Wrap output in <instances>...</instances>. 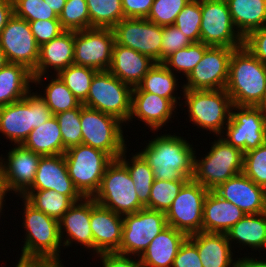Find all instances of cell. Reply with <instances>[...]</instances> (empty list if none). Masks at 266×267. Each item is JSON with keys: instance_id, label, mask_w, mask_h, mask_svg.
I'll return each mask as SVG.
<instances>
[{"instance_id": "1", "label": "cell", "mask_w": 266, "mask_h": 267, "mask_svg": "<svg viewBox=\"0 0 266 267\" xmlns=\"http://www.w3.org/2000/svg\"><path fill=\"white\" fill-rule=\"evenodd\" d=\"M23 226L26 230L22 255L16 267H57L62 265L59 221L36 209L25 198Z\"/></svg>"}, {"instance_id": "2", "label": "cell", "mask_w": 266, "mask_h": 267, "mask_svg": "<svg viewBox=\"0 0 266 267\" xmlns=\"http://www.w3.org/2000/svg\"><path fill=\"white\" fill-rule=\"evenodd\" d=\"M225 90L236 106L264 107L266 103V65L245 46L231 54Z\"/></svg>"}, {"instance_id": "3", "label": "cell", "mask_w": 266, "mask_h": 267, "mask_svg": "<svg viewBox=\"0 0 266 267\" xmlns=\"http://www.w3.org/2000/svg\"><path fill=\"white\" fill-rule=\"evenodd\" d=\"M181 136L163 134L139 152L148 162L155 179L190 180L194 172L195 151Z\"/></svg>"}, {"instance_id": "4", "label": "cell", "mask_w": 266, "mask_h": 267, "mask_svg": "<svg viewBox=\"0 0 266 267\" xmlns=\"http://www.w3.org/2000/svg\"><path fill=\"white\" fill-rule=\"evenodd\" d=\"M52 116L41 95L29 91L24 99L0 106V132L14 145H22L34 128Z\"/></svg>"}, {"instance_id": "5", "label": "cell", "mask_w": 266, "mask_h": 267, "mask_svg": "<svg viewBox=\"0 0 266 267\" xmlns=\"http://www.w3.org/2000/svg\"><path fill=\"white\" fill-rule=\"evenodd\" d=\"M219 135L212 142L210 151L202 160L194 156V172L192 179L209 191L243 172L244 153L233 147Z\"/></svg>"}, {"instance_id": "6", "label": "cell", "mask_w": 266, "mask_h": 267, "mask_svg": "<svg viewBox=\"0 0 266 267\" xmlns=\"http://www.w3.org/2000/svg\"><path fill=\"white\" fill-rule=\"evenodd\" d=\"M68 174L83 197H93L113 158L102 150L79 144L64 152Z\"/></svg>"}, {"instance_id": "7", "label": "cell", "mask_w": 266, "mask_h": 267, "mask_svg": "<svg viewBox=\"0 0 266 267\" xmlns=\"http://www.w3.org/2000/svg\"><path fill=\"white\" fill-rule=\"evenodd\" d=\"M93 198L100 206L122 216L145 208L138 199L126 166L119 159H113L107 166L100 188Z\"/></svg>"}, {"instance_id": "8", "label": "cell", "mask_w": 266, "mask_h": 267, "mask_svg": "<svg viewBox=\"0 0 266 267\" xmlns=\"http://www.w3.org/2000/svg\"><path fill=\"white\" fill-rule=\"evenodd\" d=\"M190 121L196 126L222 135L229 123L232 101L225 89L183 90ZM225 125V126H224Z\"/></svg>"}, {"instance_id": "9", "label": "cell", "mask_w": 266, "mask_h": 267, "mask_svg": "<svg viewBox=\"0 0 266 267\" xmlns=\"http://www.w3.org/2000/svg\"><path fill=\"white\" fill-rule=\"evenodd\" d=\"M132 89L109 71H98L91 81L83 105L112 115L126 123L131 115Z\"/></svg>"}, {"instance_id": "10", "label": "cell", "mask_w": 266, "mask_h": 267, "mask_svg": "<svg viewBox=\"0 0 266 267\" xmlns=\"http://www.w3.org/2000/svg\"><path fill=\"white\" fill-rule=\"evenodd\" d=\"M118 118L86 106L81 108L82 144L118 159L127 148Z\"/></svg>"}, {"instance_id": "11", "label": "cell", "mask_w": 266, "mask_h": 267, "mask_svg": "<svg viewBox=\"0 0 266 267\" xmlns=\"http://www.w3.org/2000/svg\"><path fill=\"white\" fill-rule=\"evenodd\" d=\"M224 130L226 138L223 139L243 153L256 149L266 143V109L232 105L229 123Z\"/></svg>"}, {"instance_id": "12", "label": "cell", "mask_w": 266, "mask_h": 267, "mask_svg": "<svg viewBox=\"0 0 266 267\" xmlns=\"http://www.w3.org/2000/svg\"><path fill=\"white\" fill-rule=\"evenodd\" d=\"M200 42L234 49L243 46L244 38L236 31L226 0H201Z\"/></svg>"}, {"instance_id": "13", "label": "cell", "mask_w": 266, "mask_h": 267, "mask_svg": "<svg viewBox=\"0 0 266 267\" xmlns=\"http://www.w3.org/2000/svg\"><path fill=\"white\" fill-rule=\"evenodd\" d=\"M167 226L166 215L161 211L144 208L123 215L122 241L118 253L140 257Z\"/></svg>"}, {"instance_id": "14", "label": "cell", "mask_w": 266, "mask_h": 267, "mask_svg": "<svg viewBox=\"0 0 266 267\" xmlns=\"http://www.w3.org/2000/svg\"><path fill=\"white\" fill-rule=\"evenodd\" d=\"M209 190L188 180L165 213L167 224L187 236L202 232L204 200Z\"/></svg>"}, {"instance_id": "15", "label": "cell", "mask_w": 266, "mask_h": 267, "mask_svg": "<svg viewBox=\"0 0 266 267\" xmlns=\"http://www.w3.org/2000/svg\"><path fill=\"white\" fill-rule=\"evenodd\" d=\"M114 43L115 35L111 28L74 31V64L108 71Z\"/></svg>"}, {"instance_id": "16", "label": "cell", "mask_w": 266, "mask_h": 267, "mask_svg": "<svg viewBox=\"0 0 266 267\" xmlns=\"http://www.w3.org/2000/svg\"><path fill=\"white\" fill-rule=\"evenodd\" d=\"M112 29L117 44L161 63L162 26L146 18H124Z\"/></svg>"}, {"instance_id": "17", "label": "cell", "mask_w": 266, "mask_h": 267, "mask_svg": "<svg viewBox=\"0 0 266 267\" xmlns=\"http://www.w3.org/2000/svg\"><path fill=\"white\" fill-rule=\"evenodd\" d=\"M0 47L9 63L22 64L31 71L36 68L39 46L27 20L13 14L0 32Z\"/></svg>"}, {"instance_id": "18", "label": "cell", "mask_w": 266, "mask_h": 267, "mask_svg": "<svg viewBox=\"0 0 266 267\" xmlns=\"http://www.w3.org/2000/svg\"><path fill=\"white\" fill-rule=\"evenodd\" d=\"M234 48L210 46L202 59L186 77L183 90L225 89L229 60Z\"/></svg>"}, {"instance_id": "19", "label": "cell", "mask_w": 266, "mask_h": 267, "mask_svg": "<svg viewBox=\"0 0 266 267\" xmlns=\"http://www.w3.org/2000/svg\"><path fill=\"white\" fill-rule=\"evenodd\" d=\"M7 155V161L0 158V183L7 192L13 190L21 196L34 182L41 155L23 145L15 146Z\"/></svg>"}, {"instance_id": "20", "label": "cell", "mask_w": 266, "mask_h": 267, "mask_svg": "<svg viewBox=\"0 0 266 267\" xmlns=\"http://www.w3.org/2000/svg\"><path fill=\"white\" fill-rule=\"evenodd\" d=\"M90 228L94 253L118 252L123 232V216L97 204L90 197Z\"/></svg>"}, {"instance_id": "21", "label": "cell", "mask_w": 266, "mask_h": 267, "mask_svg": "<svg viewBox=\"0 0 266 267\" xmlns=\"http://www.w3.org/2000/svg\"><path fill=\"white\" fill-rule=\"evenodd\" d=\"M213 191L246 214L266 212V189L256 185L243 172L229 178Z\"/></svg>"}, {"instance_id": "22", "label": "cell", "mask_w": 266, "mask_h": 267, "mask_svg": "<svg viewBox=\"0 0 266 267\" xmlns=\"http://www.w3.org/2000/svg\"><path fill=\"white\" fill-rule=\"evenodd\" d=\"M54 190L74 202L83 198L71 180L64 154L41 156L33 184L27 190Z\"/></svg>"}, {"instance_id": "23", "label": "cell", "mask_w": 266, "mask_h": 267, "mask_svg": "<svg viewBox=\"0 0 266 267\" xmlns=\"http://www.w3.org/2000/svg\"><path fill=\"white\" fill-rule=\"evenodd\" d=\"M74 64V31H63L57 38L39 47V58L32 71L33 83L40 84L47 69L59 71Z\"/></svg>"}, {"instance_id": "24", "label": "cell", "mask_w": 266, "mask_h": 267, "mask_svg": "<svg viewBox=\"0 0 266 267\" xmlns=\"http://www.w3.org/2000/svg\"><path fill=\"white\" fill-rule=\"evenodd\" d=\"M155 63L150 57L115 42L108 71L133 88L142 81Z\"/></svg>"}, {"instance_id": "25", "label": "cell", "mask_w": 266, "mask_h": 267, "mask_svg": "<svg viewBox=\"0 0 266 267\" xmlns=\"http://www.w3.org/2000/svg\"><path fill=\"white\" fill-rule=\"evenodd\" d=\"M65 231L68 237L63 240ZM59 234L62 245L65 247L71 246V243L76 241L83 247L94 250V240L90 228V197H83L75 202L62 216L59 220Z\"/></svg>"}, {"instance_id": "26", "label": "cell", "mask_w": 266, "mask_h": 267, "mask_svg": "<svg viewBox=\"0 0 266 267\" xmlns=\"http://www.w3.org/2000/svg\"><path fill=\"white\" fill-rule=\"evenodd\" d=\"M176 106L170 99L149 92L132 91L130 121L136 116L152 131H157L168 123Z\"/></svg>"}, {"instance_id": "27", "label": "cell", "mask_w": 266, "mask_h": 267, "mask_svg": "<svg viewBox=\"0 0 266 267\" xmlns=\"http://www.w3.org/2000/svg\"><path fill=\"white\" fill-rule=\"evenodd\" d=\"M245 215L239 207L209 191L203 205L202 232L226 233Z\"/></svg>"}, {"instance_id": "28", "label": "cell", "mask_w": 266, "mask_h": 267, "mask_svg": "<svg viewBox=\"0 0 266 267\" xmlns=\"http://www.w3.org/2000/svg\"><path fill=\"white\" fill-rule=\"evenodd\" d=\"M188 238L197 246L203 267H239V261L232 259L226 233L198 232Z\"/></svg>"}, {"instance_id": "29", "label": "cell", "mask_w": 266, "mask_h": 267, "mask_svg": "<svg viewBox=\"0 0 266 267\" xmlns=\"http://www.w3.org/2000/svg\"><path fill=\"white\" fill-rule=\"evenodd\" d=\"M188 236L171 226L163 229L140 255L143 267H172L179 247Z\"/></svg>"}, {"instance_id": "30", "label": "cell", "mask_w": 266, "mask_h": 267, "mask_svg": "<svg viewBox=\"0 0 266 267\" xmlns=\"http://www.w3.org/2000/svg\"><path fill=\"white\" fill-rule=\"evenodd\" d=\"M33 84L32 71L22 64L8 63L0 69V106L25 98Z\"/></svg>"}, {"instance_id": "31", "label": "cell", "mask_w": 266, "mask_h": 267, "mask_svg": "<svg viewBox=\"0 0 266 267\" xmlns=\"http://www.w3.org/2000/svg\"><path fill=\"white\" fill-rule=\"evenodd\" d=\"M236 30L245 38L266 25V0H226Z\"/></svg>"}, {"instance_id": "32", "label": "cell", "mask_w": 266, "mask_h": 267, "mask_svg": "<svg viewBox=\"0 0 266 267\" xmlns=\"http://www.w3.org/2000/svg\"><path fill=\"white\" fill-rule=\"evenodd\" d=\"M230 242L239 243L254 249H263L266 246V212L260 214H246L227 232ZM244 244V245H243Z\"/></svg>"}, {"instance_id": "33", "label": "cell", "mask_w": 266, "mask_h": 267, "mask_svg": "<svg viewBox=\"0 0 266 267\" xmlns=\"http://www.w3.org/2000/svg\"><path fill=\"white\" fill-rule=\"evenodd\" d=\"M22 145L41 156L64 154L62 135L55 116L34 128Z\"/></svg>"}, {"instance_id": "34", "label": "cell", "mask_w": 266, "mask_h": 267, "mask_svg": "<svg viewBox=\"0 0 266 267\" xmlns=\"http://www.w3.org/2000/svg\"><path fill=\"white\" fill-rule=\"evenodd\" d=\"M177 78L163 63H155L154 66L142 78V81L133 87L132 91L149 92L160 97L170 99L175 105L178 103L175 97Z\"/></svg>"}, {"instance_id": "35", "label": "cell", "mask_w": 266, "mask_h": 267, "mask_svg": "<svg viewBox=\"0 0 266 267\" xmlns=\"http://www.w3.org/2000/svg\"><path fill=\"white\" fill-rule=\"evenodd\" d=\"M126 150L127 148L122 152L118 159L126 166L134 183L135 191L140 203L145 208L149 209L151 187L155 180L152 169L139 152L132 155L130 164L129 161L126 160Z\"/></svg>"}, {"instance_id": "36", "label": "cell", "mask_w": 266, "mask_h": 267, "mask_svg": "<svg viewBox=\"0 0 266 267\" xmlns=\"http://www.w3.org/2000/svg\"><path fill=\"white\" fill-rule=\"evenodd\" d=\"M20 198H25L36 209L58 221L75 203L69 196L52 189L26 190Z\"/></svg>"}, {"instance_id": "37", "label": "cell", "mask_w": 266, "mask_h": 267, "mask_svg": "<svg viewBox=\"0 0 266 267\" xmlns=\"http://www.w3.org/2000/svg\"><path fill=\"white\" fill-rule=\"evenodd\" d=\"M90 28H113L125 18L121 0H86Z\"/></svg>"}, {"instance_id": "38", "label": "cell", "mask_w": 266, "mask_h": 267, "mask_svg": "<svg viewBox=\"0 0 266 267\" xmlns=\"http://www.w3.org/2000/svg\"><path fill=\"white\" fill-rule=\"evenodd\" d=\"M98 71L81 65L71 64L56 75L64 82L78 101L83 104L88 96L91 81Z\"/></svg>"}, {"instance_id": "39", "label": "cell", "mask_w": 266, "mask_h": 267, "mask_svg": "<svg viewBox=\"0 0 266 267\" xmlns=\"http://www.w3.org/2000/svg\"><path fill=\"white\" fill-rule=\"evenodd\" d=\"M45 96L41 97L46 102L53 115L67 110L78 108L81 103L66 87L64 82L56 75L45 89Z\"/></svg>"}, {"instance_id": "40", "label": "cell", "mask_w": 266, "mask_h": 267, "mask_svg": "<svg viewBox=\"0 0 266 267\" xmlns=\"http://www.w3.org/2000/svg\"><path fill=\"white\" fill-rule=\"evenodd\" d=\"M209 47L202 42L192 43L190 46L176 51L162 63L173 73L179 71L178 73L182 72L187 77Z\"/></svg>"}, {"instance_id": "41", "label": "cell", "mask_w": 266, "mask_h": 267, "mask_svg": "<svg viewBox=\"0 0 266 267\" xmlns=\"http://www.w3.org/2000/svg\"><path fill=\"white\" fill-rule=\"evenodd\" d=\"M188 180H158L155 179L150 192L149 209L166 213L183 185Z\"/></svg>"}, {"instance_id": "42", "label": "cell", "mask_w": 266, "mask_h": 267, "mask_svg": "<svg viewBox=\"0 0 266 267\" xmlns=\"http://www.w3.org/2000/svg\"><path fill=\"white\" fill-rule=\"evenodd\" d=\"M83 106L81 104L78 108L54 115L60 127L64 152L71 147L82 144L81 108Z\"/></svg>"}, {"instance_id": "43", "label": "cell", "mask_w": 266, "mask_h": 267, "mask_svg": "<svg viewBox=\"0 0 266 267\" xmlns=\"http://www.w3.org/2000/svg\"><path fill=\"white\" fill-rule=\"evenodd\" d=\"M58 19L61 27L67 31L89 29L90 17L86 0H66Z\"/></svg>"}, {"instance_id": "44", "label": "cell", "mask_w": 266, "mask_h": 267, "mask_svg": "<svg viewBox=\"0 0 266 267\" xmlns=\"http://www.w3.org/2000/svg\"><path fill=\"white\" fill-rule=\"evenodd\" d=\"M201 0H189L180 11L174 26L180 29L193 43L200 42Z\"/></svg>"}, {"instance_id": "45", "label": "cell", "mask_w": 266, "mask_h": 267, "mask_svg": "<svg viewBox=\"0 0 266 267\" xmlns=\"http://www.w3.org/2000/svg\"><path fill=\"white\" fill-rule=\"evenodd\" d=\"M243 173L266 189V143L244 153Z\"/></svg>"}, {"instance_id": "46", "label": "cell", "mask_w": 266, "mask_h": 267, "mask_svg": "<svg viewBox=\"0 0 266 267\" xmlns=\"http://www.w3.org/2000/svg\"><path fill=\"white\" fill-rule=\"evenodd\" d=\"M13 11L28 22L58 19L56 12L44 0H13Z\"/></svg>"}, {"instance_id": "47", "label": "cell", "mask_w": 266, "mask_h": 267, "mask_svg": "<svg viewBox=\"0 0 266 267\" xmlns=\"http://www.w3.org/2000/svg\"><path fill=\"white\" fill-rule=\"evenodd\" d=\"M189 0H154L147 20L159 26L173 25Z\"/></svg>"}, {"instance_id": "48", "label": "cell", "mask_w": 266, "mask_h": 267, "mask_svg": "<svg viewBox=\"0 0 266 267\" xmlns=\"http://www.w3.org/2000/svg\"><path fill=\"white\" fill-rule=\"evenodd\" d=\"M193 42L174 25L162 27L161 63L176 51L190 46Z\"/></svg>"}, {"instance_id": "49", "label": "cell", "mask_w": 266, "mask_h": 267, "mask_svg": "<svg viewBox=\"0 0 266 267\" xmlns=\"http://www.w3.org/2000/svg\"><path fill=\"white\" fill-rule=\"evenodd\" d=\"M29 25L39 47L57 38L65 31L61 27L59 19L30 21Z\"/></svg>"}, {"instance_id": "50", "label": "cell", "mask_w": 266, "mask_h": 267, "mask_svg": "<svg viewBox=\"0 0 266 267\" xmlns=\"http://www.w3.org/2000/svg\"><path fill=\"white\" fill-rule=\"evenodd\" d=\"M172 267H203L197 246L188 237L179 247Z\"/></svg>"}, {"instance_id": "51", "label": "cell", "mask_w": 266, "mask_h": 267, "mask_svg": "<svg viewBox=\"0 0 266 267\" xmlns=\"http://www.w3.org/2000/svg\"><path fill=\"white\" fill-rule=\"evenodd\" d=\"M243 46L266 65V25L250 32L244 38Z\"/></svg>"}, {"instance_id": "52", "label": "cell", "mask_w": 266, "mask_h": 267, "mask_svg": "<svg viewBox=\"0 0 266 267\" xmlns=\"http://www.w3.org/2000/svg\"><path fill=\"white\" fill-rule=\"evenodd\" d=\"M154 0H121L125 18H147Z\"/></svg>"}, {"instance_id": "53", "label": "cell", "mask_w": 266, "mask_h": 267, "mask_svg": "<svg viewBox=\"0 0 266 267\" xmlns=\"http://www.w3.org/2000/svg\"><path fill=\"white\" fill-rule=\"evenodd\" d=\"M97 255H100L103 267H143L139 256L137 258L138 261H136L137 259L134 260L130 258L131 256L118 252H108Z\"/></svg>"}, {"instance_id": "54", "label": "cell", "mask_w": 266, "mask_h": 267, "mask_svg": "<svg viewBox=\"0 0 266 267\" xmlns=\"http://www.w3.org/2000/svg\"><path fill=\"white\" fill-rule=\"evenodd\" d=\"M13 14V0H0V32Z\"/></svg>"}, {"instance_id": "55", "label": "cell", "mask_w": 266, "mask_h": 267, "mask_svg": "<svg viewBox=\"0 0 266 267\" xmlns=\"http://www.w3.org/2000/svg\"><path fill=\"white\" fill-rule=\"evenodd\" d=\"M239 261V267H266V259L258 260L251 257L237 258Z\"/></svg>"}, {"instance_id": "56", "label": "cell", "mask_w": 266, "mask_h": 267, "mask_svg": "<svg viewBox=\"0 0 266 267\" xmlns=\"http://www.w3.org/2000/svg\"><path fill=\"white\" fill-rule=\"evenodd\" d=\"M51 9H53L56 14L59 16L64 8L66 0H44Z\"/></svg>"}, {"instance_id": "57", "label": "cell", "mask_w": 266, "mask_h": 267, "mask_svg": "<svg viewBox=\"0 0 266 267\" xmlns=\"http://www.w3.org/2000/svg\"><path fill=\"white\" fill-rule=\"evenodd\" d=\"M8 192L5 190V188L2 186V184L0 183V213H2L1 211H3L2 209H3V206H4V203H3V201H5L4 200V198H5V196H6V194H7ZM1 215V214H0ZM1 217V216H0Z\"/></svg>"}, {"instance_id": "58", "label": "cell", "mask_w": 266, "mask_h": 267, "mask_svg": "<svg viewBox=\"0 0 266 267\" xmlns=\"http://www.w3.org/2000/svg\"><path fill=\"white\" fill-rule=\"evenodd\" d=\"M8 60L6 58V55L4 53V51L1 49L0 47V69L3 68L4 66H6L8 64Z\"/></svg>"}]
</instances>
